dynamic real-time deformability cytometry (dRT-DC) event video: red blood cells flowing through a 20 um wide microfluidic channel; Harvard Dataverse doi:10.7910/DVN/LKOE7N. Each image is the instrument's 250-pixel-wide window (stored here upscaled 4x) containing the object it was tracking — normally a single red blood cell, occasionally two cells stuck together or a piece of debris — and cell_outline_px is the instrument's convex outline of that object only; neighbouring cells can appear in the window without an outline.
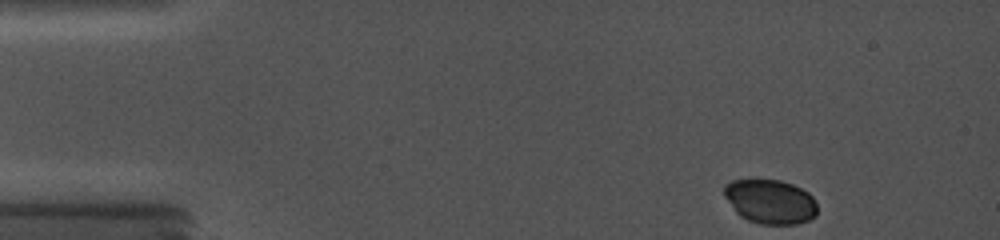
{"species": "common noctule bat (a hibernating species)", "species_latin": "Nyctalus noctula", "temperature_condition": "cold", "stored_images_in_passage": 4, "camera_frame_rate_fps": 5000, "um_per_image_px": 0.085, "animal": {"sex": "female", "body_mass_g": 19.0, "forearm_length_mm": 56.7}, "frame": {"image": 1, "passage_image": 1, "time_ms": 0.0, "image_size_px": [1000, 240], "cell_outline_px": [[816, 216], [808, 220], [796, 224], [760, 224], [748, 220], [740, 216], [736, 212], [724, 196], [724, 184], [732, 180], [780, 180], [792, 184], [808, 192], [812, 196], [816, 204]], "centroid_in_image_um": [65.46, 17.14], "position_along_channel_um": 19.5, "area_um2": 23.99}}
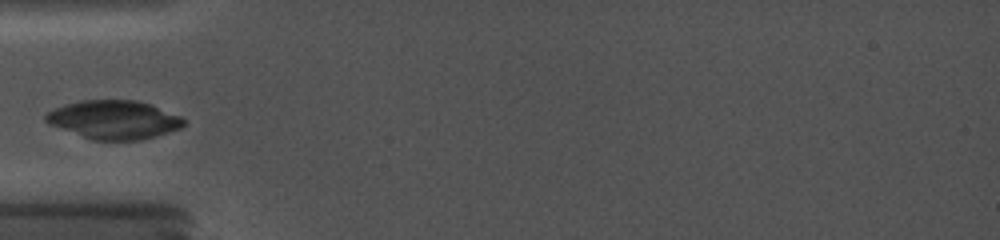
{"frame": {"image": 2, "passage_image": 4, "time_ms": 4.0, "image_size_px": [1000, 240], "cell_outline_px": [[184, 124], [180, 128], [156, 136], [140, 140], [92, 140], [48, 124], [44, 120], [44, 116], [48, 112], [64, 104], [84, 100], [136, 100], [152, 104], [180, 116], [184, 120]], "centroid_in_image_um": [9.67, 10.17], "position_along_channel_um": 75.3, "area_um2": 30.98}}